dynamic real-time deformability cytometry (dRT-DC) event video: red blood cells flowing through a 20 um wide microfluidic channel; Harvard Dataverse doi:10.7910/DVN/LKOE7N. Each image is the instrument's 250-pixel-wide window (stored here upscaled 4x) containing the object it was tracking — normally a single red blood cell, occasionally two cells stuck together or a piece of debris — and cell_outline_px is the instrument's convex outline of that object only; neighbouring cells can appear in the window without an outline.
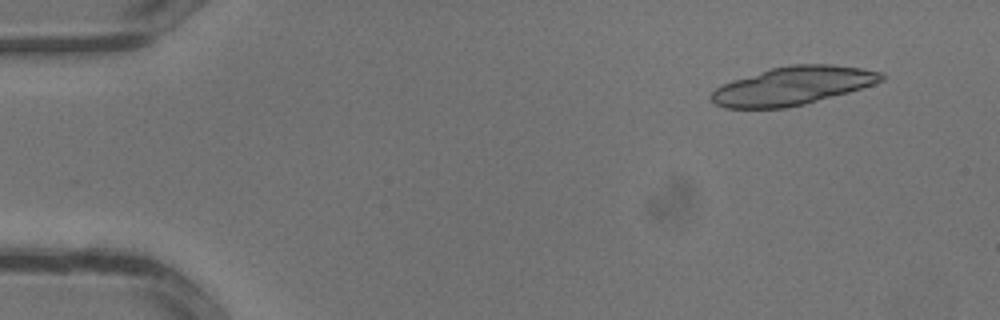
{"species": "common noctule bat (a hibernating species)", "species_latin": "Nyctalus noctula", "temperature_condition": "warm", "stored_images_in_passage": 33, "camera_frame_rate_fps": 3000, "um_per_image_px": 0.085, "animal": {"sex": "male", "body_mass_g": 13.3}, "frame": {"image": 1, "passage_image": 3, "time_ms": 0.667, "image_size_px": [1000, 320], "cell_outline_px": [[884, 80], [848, 92], [804, 104], [784, 108], [724, 108], [716, 104], [708, 96], [716, 88], [732, 80], [772, 68], [792, 64], [828, 64], [860, 68], [884, 72]], "centroid_in_image_um": [67.37, 7.29], "position_along_channel_um": 17.6, "area_um2": 37.57}}
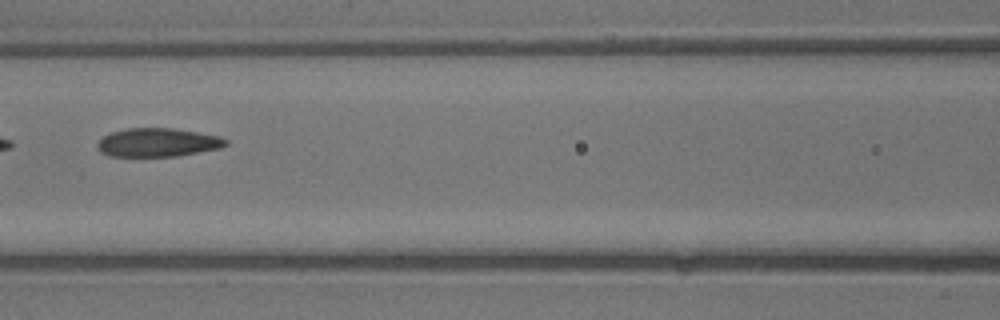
{"frame": {"image": 2, "passage_image": 15, "time_ms": 4.667, "image_size_px": [1000, 320], "cell_outline_px": [[228, 144], [220, 148], [176, 156], [108, 156], [100, 152], [96, 148], [96, 144], [104, 136], [112, 132], [128, 128], [172, 128], [220, 136], [228, 140]], "centroid_in_image_um": [13.39, 12.11], "position_along_channel_um": 153.2, "area_um2": 21.33}}
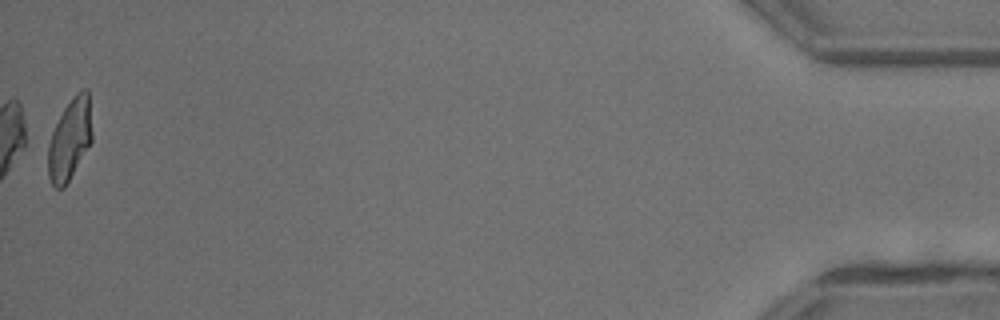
{"frame": {"image": 3, "passage_image": 33, "time_ms": 10.667, "image_size_px": [1000, 320], "cell_outline_px": [[92, 140], [64, 188], [56, 188], [52, 184], [48, 176], [48, 144], [52, 132], [64, 108], [72, 96], [76, 92], [84, 88], [88, 88], [92, 132]], "centroid_in_image_um": [5.93, 11.81], "position_along_channel_um": 429.3, "area_um2": 20.69}}